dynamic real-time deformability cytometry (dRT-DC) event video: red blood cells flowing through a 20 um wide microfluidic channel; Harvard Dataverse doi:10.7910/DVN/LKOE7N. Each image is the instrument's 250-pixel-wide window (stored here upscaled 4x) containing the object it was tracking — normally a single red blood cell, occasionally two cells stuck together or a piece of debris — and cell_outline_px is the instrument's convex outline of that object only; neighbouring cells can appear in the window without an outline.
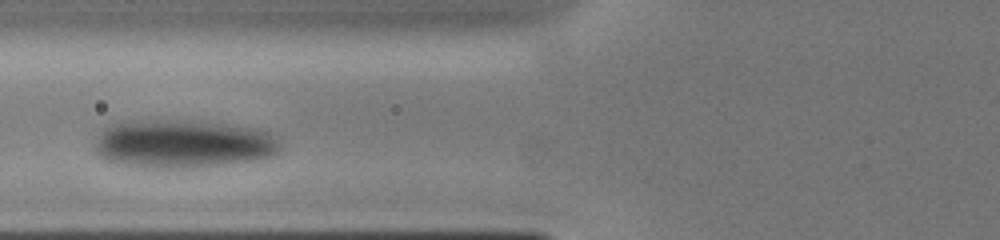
{"species": "human", "species_latin": "Homo sapiens", "temperature_condition": "cold", "stored_images_in_passage": 6, "camera_frame_rate_fps": 3000, "um_per_image_px": 0.085, "donor": {"sex": "male"}, "frame": {"image": 1, "passage_image": 3, "time_ms": 1.667, "image_size_px": [1000, 240], "cell_outline_px": [[280, 152], [272, 156], [256, 160], [196, 168], [144, 168], [120, 164], [104, 160], [96, 152], [96, 136], [108, 124], [120, 120], [212, 120], [260, 128], [280, 136]], "centroid_in_image_um": [15.6, 12.2], "position_along_channel_um": 110.2, "area_um2": 54.22}}
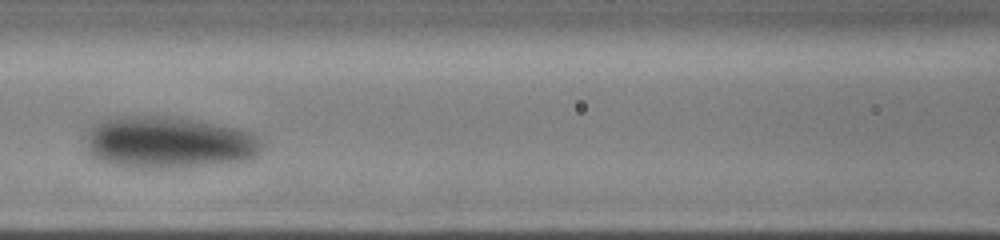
{"frame": {"image": 2, "passage_image": 4, "time_ms": 2.667, "image_size_px": [1000, 240], "cell_outline_px": [[264, 144], [260, 152], [256, 156], [248, 160], [184, 168], [124, 168], [96, 160], [88, 152], [84, 140], [84, 136], [88, 128], [92, 124], [112, 116], [172, 116], [200, 120], [240, 128], [252, 132]], "centroid_in_image_um": [14.29, 12.11], "position_along_channel_um": 152.3, "area_um2": 54.91}}
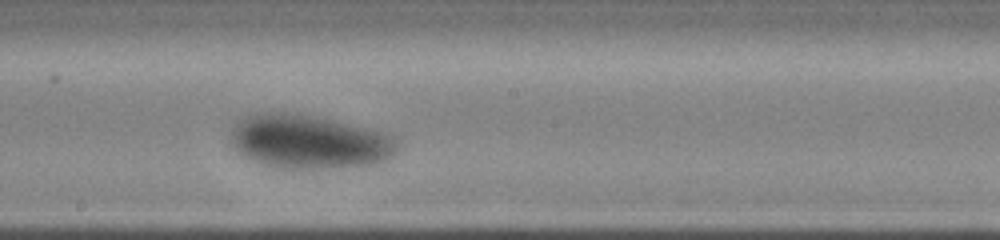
{"frame": {"image": 3, "passage_image": 6, "time_ms": 4.333, "image_size_px": [1000, 240], "cell_outline_px": [[400, 144], [396, 152], [392, 156], [384, 160], [368, 164], [340, 168], [272, 168], [248, 160], [240, 156], [236, 152], [232, 144], [232, 128], [236, 120], [256, 112], [284, 112], [316, 116], [384, 132], [396, 136], [400, 140]], "centroid_in_image_um": [26.24, 12.05], "position_along_channel_um": 222.0, "area_um2": 53.12}}